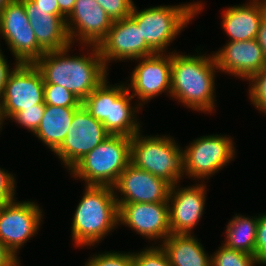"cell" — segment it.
I'll list each match as a JSON object with an SVG mask.
<instances>
[{
  "instance_id": "obj_25",
  "label": "cell",
  "mask_w": 266,
  "mask_h": 266,
  "mask_svg": "<svg viewBox=\"0 0 266 266\" xmlns=\"http://www.w3.org/2000/svg\"><path fill=\"white\" fill-rule=\"evenodd\" d=\"M211 256V266H255V256L231 249L222 244Z\"/></svg>"
},
{
  "instance_id": "obj_35",
  "label": "cell",
  "mask_w": 266,
  "mask_h": 266,
  "mask_svg": "<svg viewBox=\"0 0 266 266\" xmlns=\"http://www.w3.org/2000/svg\"><path fill=\"white\" fill-rule=\"evenodd\" d=\"M0 266H20V261L0 242Z\"/></svg>"
},
{
  "instance_id": "obj_34",
  "label": "cell",
  "mask_w": 266,
  "mask_h": 266,
  "mask_svg": "<svg viewBox=\"0 0 266 266\" xmlns=\"http://www.w3.org/2000/svg\"><path fill=\"white\" fill-rule=\"evenodd\" d=\"M20 63H14L13 68H9V64L7 62V59L5 58L4 54L2 53V50L0 49V99L3 96L5 85L7 83V80L9 79L10 74L15 70V68Z\"/></svg>"
},
{
  "instance_id": "obj_13",
  "label": "cell",
  "mask_w": 266,
  "mask_h": 266,
  "mask_svg": "<svg viewBox=\"0 0 266 266\" xmlns=\"http://www.w3.org/2000/svg\"><path fill=\"white\" fill-rule=\"evenodd\" d=\"M168 54L155 53L136 59L140 61L131 73L130 84L126 86L130 94L140 100V106L164 91L170 95L172 52Z\"/></svg>"
},
{
  "instance_id": "obj_5",
  "label": "cell",
  "mask_w": 266,
  "mask_h": 266,
  "mask_svg": "<svg viewBox=\"0 0 266 266\" xmlns=\"http://www.w3.org/2000/svg\"><path fill=\"white\" fill-rule=\"evenodd\" d=\"M202 4L160 5L140 11L134 4L130 17L141 29L142 38L156 53H167L170 43L204 8Z\"/></svg>"
},
{
  "instance_id": "obj_24",
  "label": "cell",
  "mask_w": 266,
  "mask_h": 266,
  "mask_svg": "<svg viewBox=\"0 0 266 266\" xmlns=\"http://www.w3.org/2000/svg\"><path fill=\"white\" fill-rule=\"evenodd\" d=\"M259 216H235L226 226L224 245L238 251L255 256L257 225Z\"/></svg>"
},
{
  "instance_id": "obj_15",
  "label": "cell",
  "mask_w": 266,
  "mask_h": 266,
  "mask_svg": "<svg viewBox=\"0 0 266 266\" xmlns=\"http://www.w3.org/2000/svg\"><path fill=\"white\" fill-rule=\"evenodd\" d=\"M171 187L168 181L130 162L120 174L113 190L116 192L117 203H158L168 202Z\"/></svg>"
},
{
  "instance_id": "obj_12",
  "label": "cell",
  "mask_w": 266,
  "mask_h": 266,
  "mask_svg": "<svg viewBox=\"0 0 266 266\" xmlns=\"http://www.w3.org/2000/svg\"><path fill=\"white\" fill-rule=\"evenodd\" d=\"M16 201L0 207V242L19 258L17 251L40 229L43 210L33 201Z\"/></svg>"
},
{
  "instance_id": "obj_36",
  "label": "cell",
  "mask_w": 266,
  "mask_h": 266,
  "mask_svg": "<svg viewBox=\"0 0 266 266\" xmlns=\"http://www.w3.org/2000/svg\"><path fill=\"white\" fill-rule=\"evenodd\" d=\"M38 8L49 10V14L63 16L59 11L57 0H32Z\"/></svg>"
},
{
  "instance_id": "obj_3",
  "label": "cell",
  "mask_w": 266,
  "mask_h": 266,
  "mask_svg": "<svg viewBox=\"0 0 266 266\" xmlns=\"http://www.w3.org/2000/svg\"><path fill=\"white\" fill-rule=\"evenodd\" d=\"M113 187L86 185L72 221V240L78 247L94 246L119 225Z\"/></svg>"
},
{
  "instance_id": "obj_33",
  "label": "cell",
  "mask_w": 266,
  "mask_h": 266,
  "mask_svg": "<svg viewBox=\"0 0 266 266\" xmlns=\"http://www.w3.org/2000/svg\"><path fill=\"white\" fill-rule=\"evenodd\" d=\"M255 258L261 265H266V213L259 214L257 225Z\"/></svg>"
},
{
  "instance_id": "obj_30",
  "label": "cell",
  "mask_w": 266,
  "mask_h": 266,
  "mask_svg": "<svg viewBox=\"0 0 266 266\" xmlns=\"http://www.w3.org/2000/svg\"><path fill=\"white\" fill-rule=\"evenodd\" d=\"M45 111V104H36L35 107L25 108V110L18 111L10 119L17 124L24 126L33 134L40 125Z\"/></svg>"
},
{
  "instance_id": "obj_23",
  "label": "cell",
  "mask_w": 266,
  "mask_h": 266,
  "mask_svg": "<svg viewBox=\"0 0 266 266\" xmlns=\"http://www.w3.org/2000/svg\"><path fill=\"white\" fill-rule=\"evenodd\" d=\"M77 109L45 105L44 115L34 135L55 152L64 141Z\"/></svg>"
},
{
  "instance_id": "obj_22",
  "label": "cell",
  "mask_w": 266,
  "mask_h": 266,
  "mask_svg": "<svg viewBox=\"0 0 266 266\" xmlns=\"http://www.w3.org/2000/svg\"><path fill=\"white\" fill-rule=\"evenodd\" d=\"M160 246L171 266H211V256L193 234H170Z\"/></svg>"
},
{
  "instance_id": "obj_29",
  "label": "cell",
  "mask_w": 266,
  "mask_h": 266,
  "mask_svg": "<svg viewBox=\"0 0 266 266\" xmlns=\"http://www.w3.org/2000/svg\"><path fill=\"white\" fill-rule=\"evenodd\" d=\"M94 255L84 266H133V253L130 252L108 251Z\"/></svg>"
},
{
  "instance_id": "obj_21",
  "label": "cell",
  "mask_w": 266,
  "mask_h": 266,
  "mask_svg": "<svg viewBox=\"0 0 266 266\" xmlns=\"http://www.w3.org/2000/svg\"><path fill=\"white\" fill-rule=\"evenodd\" d=\"M242 5L229 6L222 15V28L229 41H248L257 38L262 17L266 14V0H250Z\"/></svg>"
},
{
  "instance_id": "obj_6",
  "label": "cell",
  "mask_w": 266,
  "mask_h": 266,
  "mask_svg": "<svg viewBox=\"0 0 266 266\" xmlns=\"http://www.w3.org/2000/svg\"><path fill=\"white\" fill-rule=\"evenodd\" d=\"M131 160V138L109 135L71 169L72 177L85 185L113 187Z\"/></svg>"
},
{
  "instance_id": "obj_32",
  "label": "cell",
  "mask_w": 266,
  "mask_h": 266,
  "mask_svg": "<svg viewBox=\"0 0 266 266\" xmlns=\"http://www.w3.org/2000/svg\"><path fill=\"white\" fill-rule=\"evenodd\" d=\"M13 174L0 168V207L14 201L16 198V178Z\"/></svg>"
},
{
  "instance_id": "obj_16",
  "label": "cell",
  "mask_w": 266,
  "mask_h": 266,
  "mask_svg": "<svg viewBox=\"0 0 266 266\" xmlns=\"http://www.w3.org/2000/svg\"><path fill=\"white\" fill-rule=\"evenodd\" d=\"M118 223L124 224L151 241L164 240L171 234L168 202L118 203ZM159 239V240H157Z\"/></svg>"
},
{
  "instance_id": "obj_19",
  "label": "cell",
  "mask_w": 266,
  "mask_h": 266,
  "mask_svg": "<svg viewBox=\"0 0 266 266\" xmlns=\"http://www.w3.org/2000/svg\"><path fill=\"white\" fill-rule=\"evenodd\" d=\"M213 56L218 70L248 80L252 75L266 68L262 48L256 39L228 41Z\"/></svg>"
},
{
  "instance_id": "obj_38",
  "label": "cell",
  "mask_w": 266,
  "mask_h": 266,
  "mask_svg": "<svg viewBox=\"0 0 266 266\" xmlns=\"http://www.w3.org/2000/svg\"><path fill=\"white\" fill-rule=\"evenodd\" d=\"M60 13L67 18L73 11L76 0H57Z\"/></svg>"
},
{
  "instance_id": "obj_14",
  "label": "cell",
  "mask_w": 266,
  "mask_h": 266,
  "mask_svg": "<svg viewBox=\"0 0 266 266\" xmlns=\"http://www.w3.org/2000/svg\"><path fill=\"white\" fill-rule=\"evenodd\" d=\"M97 47L107 69L112 60H136L156 53L142 38L141 29L130 16L113 21Z\"/></svg>"
},
{
  "instance_id": "obj_18",
  "label": "cell",
  "mask_w": 266,
  "mask_h": 266,
  "mask_svg": "<svg viewBox=\"0 0 266 266\" xmlns=\"http://www.w3.org/2000/svg\"><path fill=\"white\" fill-rule=\"evenodd\" d=\"M205 203L206 184L203 182L183 188L174 184L168 198L171 234H193L192 230L203 216Z\"/></svg>"
},
{
  "instance_id": "obj_17",
  "label": "cell",
  "mask_w": 266,
  "mask_h": 266,
  "mask_svg": "<svg viewBox=\"0 0 266 266\" xmlns=\"http://www.w3.org/2000/svg\"><path fill=\"white\" fill-rule=\"evenodd\" d=\"M113 21L96 0H76L73 11L66 18V28L71 44L98 46L106 37ZM85 46V47H84Z\"/></svg>"
},
{
  "instance_id": "obj_26",
  "label": "cell",
  "mask_w": 266,
  "mask_h": 266,
  "mask_svg": "<svg viewBox=\"0 0 266 266\" xmlns=\"http://www.w3.org/2000/svg\"><path fill=\"white\" fill-rule=\"evenodd\" d=\"M44 104L58 107L79 108L82 105L71 91L56 84H44Z\"/></svg>"
},
{
  "instance_id": "obj_1",
  "label": "cell",
  "mask_w": 266,
  "mask_h": 266,
  "mask_svg": "<svg viewBox=\"0 0 266 266\" xmlns=\"http://www.w3.org/2000/svg\"><path fill=\"white\" fill-rule=\"evenodd\" d=\"M71 47L47 51L34 64L42 73L44 84L62 86L83 101L107 79L108 69L97 46L89 45L90 56H70Z\"/></svg>"
},
{
  "instance_id": "obj_2",
  "label": "cell",
  "mask_w": 266,
  "mask_h": 266,
  "mask_svg": "<svg viewBox=\"0 0 266 266\" xmlns=\"http://www.w3.org/2000/svg\"><path fill=\"white\" fill-rule=\"evenodd\" d=\"M205 55V56H204ZM211 55H183L172 52L170 97L197 112L215 110V74L218 71Z\"/></svg>"
},
{
  "instance_id": "obj_8",
  "label": "cell",
  "mask_w": 266,
  "mask_h": 266,
  "mask_svg": "<svg viewBox=\"0 0 266 266\" xmlns=\"http://www.w3.org/2000/svg\"><path fill=\"white\" fill-rule=\"evenodd\" d=\"M185 146V176L204 180L226 166L235 156V145L227 135H206Z\"/></svg>"
},
{
  "instance_id": "obj_9",
  "label": "cell",
  "mask_w": 266,
  "mask_h": 266,
  "mask_svg": "<svg viewBox=\"0 0 266 266\" xmlns=\"http://www.w3.org/2000/svg\"><path fill=\"white\" fill-rule=\"evenodd\" d=\"M36 104H44L42 73L34 63H20L10 74L0 99L1 130L5 120Z\"/></svg>"
},
{
  "instance_id": "obj_4",
  "label": "cell",
  "mask_w": 266,
  "mask_h": 266,
  "mask_svg": "<svg viewBox=\"0 0 266 266\" xmlns=\"http://www.w3.org/2000/svg\"><path fill=\"white\" fill-rule=\"evenodd\" d=\"M108 83L107 78L82 101V105L91 116L103 123L110 135H124L132 138L141 131L142 126L135 119L137 116L135 113L137 114V111L143 107L137 103L134 105L136 107L131 106L130 102L134 97L126 84L110 85Z\"/></svg>"
},
{
  "instance_id": "obj_11",
  "label": "cell",
  "mask_w": 266,
  "mask_h": 266,
  "mask_svg": "<svg viewBox=\"0 0 266 266\" xmlns=\"http://www.w3.org/2000/svg\"><path fill=\"white\" fill-rule=\"evenodd\" d=\"M109 135L103 123L91 116L81 105L75 111L66 137L54 155L56 154L63 165L70 170Z\"/></svg>"
},
{
  "instance_id": "obj_27",
  "label": "cell",
  "mask_w": 266,
  "mask_h": 266,
  "mask_svg": "<svg viewBox=\"0 0 266 266\" xmlns=\"http://www.w3.org/2000/svg\"><path fill=\"white\" fill-rule=\"evenodd\" d=\"M150 246L138 253L133 252V266H171L161 246Z\"/></svg>"
},
{
  "instance_id": "obj_7",
  "label": "cell",
  "mask_w": 266,
  "mask_h": 266,
  "mask_svg": "<svg viewBox=\"0 0 266 266\" xmlns=\"http://www.w3.org/2000/svg\"><path fill=\"white\" fill-rule=\"evenodd\" d=\"M130 162L172 186L185 175L184 151L169 135L142 136L140 131L136 133L131 138Z\"/></svg>"
},
{
  "instance_id": "obj_10",
  "label": "cell",
  "mask_w": 266,
  "mask_h": 266,
  "mask_svg": "<svg viewBox=\"0 0 266 266\" xmlns=\"http://www.w3.org/2000/svg\"><path fill=\"white\" fill-rule=\"evenodd\" d=\"M0 35L15 56V63H35L45 53L20 0H12L0 13Z\"/></svg>"
},
{
  "instance_id": "obj_20",
  "label": "cell",
  "mask_w": 266,
  "mask_h": 266,
  "mask_svg": "<svg viewBox=\"0 0 266 266\" xmlns=\"http://www.w3.org/2000/svg\"><path fill=\"white\" fill-rule=\"evenodd\" d=\"M25 7L31 28L38 45L45 51H56L72 45L66 28V18L49 14V10L38 8L32 0H20Z\"/></svg>"
},
{
  "instance_id": "obj_28",
  "label": "cell",
  "mask_w": 266,
  "mask_h": 266,
  "mask_svg": "<svg viewBox=\"0 0 266 266\" xmlns=\"http://www.w3.org/2000/svg\"><path fill=\"white\" fill-rule=\"evenodd\" d=\"M248 82L250 84L248 92L251 104L259 111L266 113V68L252 75Z\"/></svg>"
},
{
  "instance_id": "obj_37",
  "label": "cell",
  "mask_w": 266,
  "mask_h": 266,
  "mask_svg": "<svg viewBox=\"0 0 266 266\" xmlns=\"http://www.w3.org/2000/svg\"><path fill=\"white\" fill-rule=\"evenodd\" d=\"M266 60V14L262 17L256 38Z\"/></svg>"
},
{
  "instance_id": "obj_31",
  "label": "cell",
  "mask_w": 266,
  "mask_h": 266,
  "mask_svg": "<svg viewBox=\"0 0 266 266\" xmlns=\"http://www.w3.org/2000/svg\"><path fill=\"white\" fill-rule=\"evenodd\" d=\"M112 21L121 20L131 15L132 0H96Z\"/></svg>"
},
{
  "instance_id": "obj_39",
  "label": "cell",
  "mask_w": 266,
  "mask_h": 266,
  "mask_svg": "<svg viewBox=\"0 0 266 266\" xmlns=\"http://www.w3.org/2000/svg\"><path fill=\"white\" fill-rule=\"evenodd\" d=\"M12 0H0V13Z\"/></svg>"
}]
</instances>
